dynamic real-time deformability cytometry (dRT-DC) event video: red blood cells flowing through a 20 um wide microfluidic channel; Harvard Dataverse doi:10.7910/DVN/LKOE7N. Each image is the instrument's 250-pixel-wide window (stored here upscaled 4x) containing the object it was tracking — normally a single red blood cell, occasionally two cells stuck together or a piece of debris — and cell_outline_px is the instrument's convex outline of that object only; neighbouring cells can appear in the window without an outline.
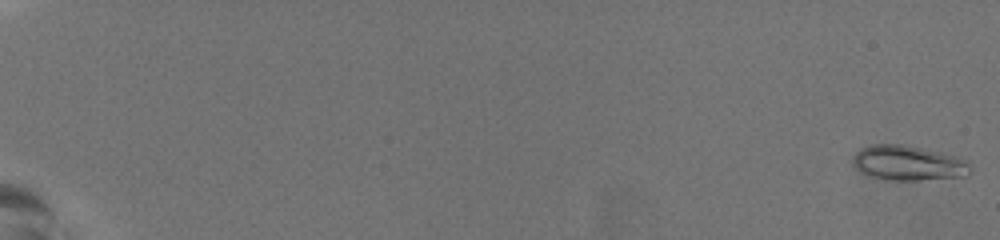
{"species": "common noctule bat (a hibernating species)", "species_latin": "Nyctalus noctula", "temperature_condition": "warm", "stored_images_in_passage": 59, "camera_frame_rate_fps": 3000, "um_per_image_px": 0.085, "animal": {"sex": "female", "body_mass_g": 19.5, "forearm_length_mm": 54.1}, "frame": {"image": 1, "passage_image": 1, "time_ms": 0.0, "image_size_px": [1000, 240], "cell_outline_px": [[968, 176], [916, 180], [888, 180], [872, 176], [860, 172], [852, 164], [852, 156], [860, 148], [876, 144], [900, 144], [940, 152], [956, 156], [968, 160]], "centroid_in_image_um": [77.16, 13.86], "position_along_channel_um": 7.8, "area_um2": 23.76}}
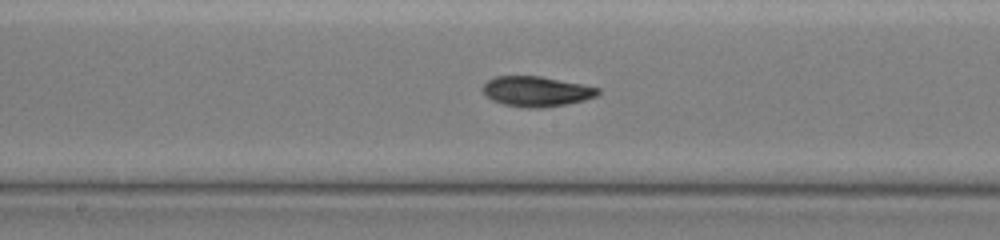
{"frame": {"image": 2, "passage_image": 35, "time_ms": 11.333, "image_size_px": [1000, 240], "cell_outline_px": [[600, 92], [596, 96], [584, 100], [568, 104], [544, 108], [524, 108], [504, 104], [492, 100], [480, 88], [488, 80], [496, 76], [540, 76], [600, 88]], "centroid_in_image_um": [45.59, 7.78], "position_along_channel_um": 202.6, "area_um2": 20.23}}
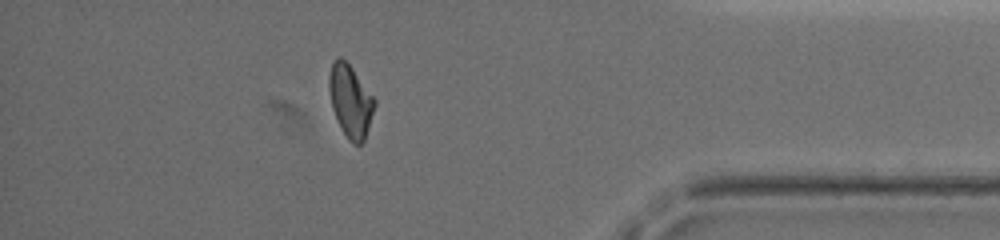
{"frame": {"image": 3, "passage_image": 53, "time_ms": 17.333, "image_size_px": [1000, 240], "cell_outline_px": [[376, 104], [364, 140], [360, 144], [352, 144], [348, 140], [332, 108], [328, 88], [328, 76], [332, 60], [340, 56], [352, 68], [376, 100]], "centroid_in_image_um": [29.77, 8.56], "position_along_channel_um": 405.4, "area_um2": 19.02}, "authors_computed_cell_mechanics": {"area_um2": 19.8832, "velocity_mm_per_s": 3.8165, "shape_relaxation_time_tau1_ms": 5.9903, "shape_relaxation_time_tau2_ms": 2.1383, "deformation_change_tau1": 0.1949, "deformation_change_tau2": 0.0692}}